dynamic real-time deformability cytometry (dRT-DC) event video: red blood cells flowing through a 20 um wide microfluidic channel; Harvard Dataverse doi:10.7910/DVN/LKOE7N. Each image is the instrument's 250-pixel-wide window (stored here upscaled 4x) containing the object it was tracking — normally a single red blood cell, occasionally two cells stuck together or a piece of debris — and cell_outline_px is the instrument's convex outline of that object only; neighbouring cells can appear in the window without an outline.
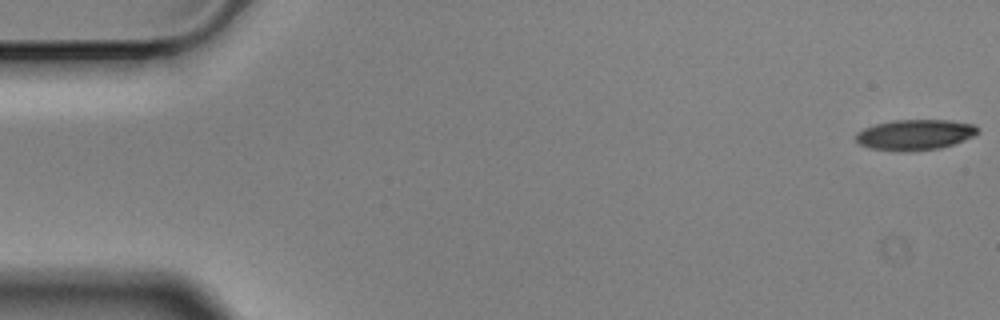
{"species": "Egyptian fruit bat (a non-hibernating species)", "species_latin": "Rousettus aegyptiacus", "temperature_condition": "cold", "stored_images_in_passage": 57, "camera_frame_rate_fps": 3000, "um_per_image_px": 0.085, "animal": {"sex": "male"}, "frame": {"image": 1, "passage_image": 1, "time_ms": 0.0, "image_size_px": [1000, 320], "cell_outline_px": [[980, 132], [964, 140], [940, 148], [908, 152], [896, 152], [868, 148], [860, 144], [856, 140], [856, 132], [864, 128], [876, 124], [892, 120], [952, 120], [976, 124], [980, 128]], "centroid_in_image_um": [77.78, 11.45], "position_along_channel_um": 7.2, "area_um2": 22.08}}
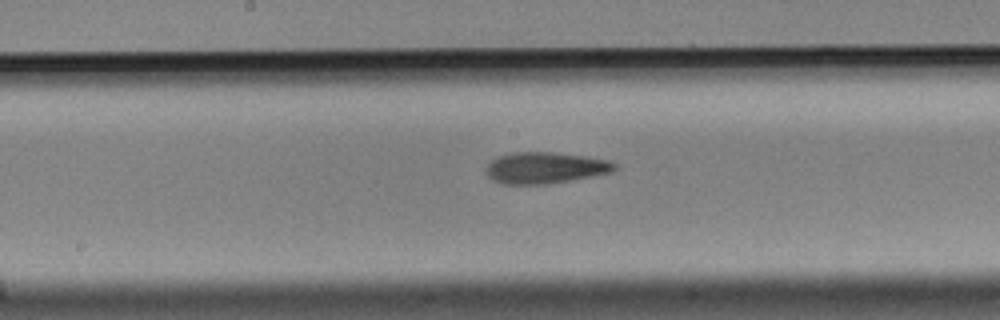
{"frame": {"image": 2, "passage_image": 29, "time_ms": 9.333, "image_size_px": [1000, 320], "cell_outline_px": [[616, 168], [612, 172], [572, 180], [548, 184], [504, 184], [492, 180], [488, 176], [488, 164], [496, 156], [516, 152], [552, 152], [584, 156], [608, 160], [616, 164]], "centroid_in_image_um": [46.34, 14.26], "position_along_channel_um": 201.9, "area_um2": 23.35}}
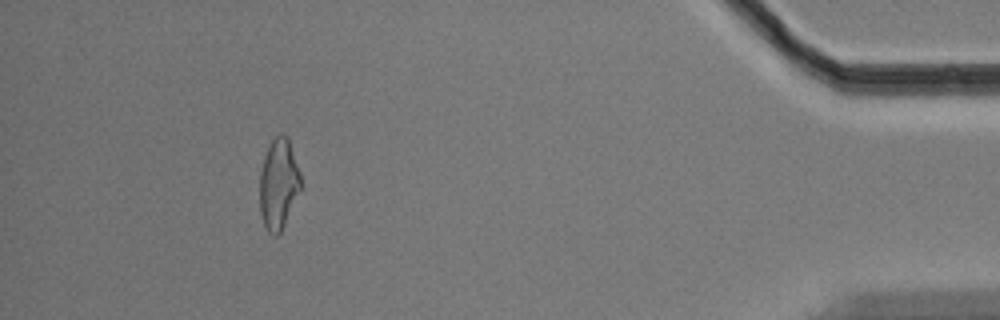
{"frame": {"image": 3, "passage_image": 52, "time_ms": 17.0, "image_size_px": [1000, 320], "cell_outline_px": [[300, 188], [284, 224], [280, 232], [276, 236], [272, 236], [264, 228], [260, 212], [260, 172], [264, 156], [272, 140], [280, 132], [284, 132], [288, 136], [300, 172]], "centroid_in_image_um": [23.66, 15.61], "position_along_channel_um": 411.5, "area_um2": 21.56}, "authors_computed_cell_mechanics": {"area_um2": 22.6576, "velocity_mm_per_s": 3.5254, "shape_relaxation_time_tau1_ms": 6.7168, "shape_relaxation_time_tau2_ms": 5.4337, "deformation_change_tau1": 0.1957, "deformation_change_tau2": 0.1686}}